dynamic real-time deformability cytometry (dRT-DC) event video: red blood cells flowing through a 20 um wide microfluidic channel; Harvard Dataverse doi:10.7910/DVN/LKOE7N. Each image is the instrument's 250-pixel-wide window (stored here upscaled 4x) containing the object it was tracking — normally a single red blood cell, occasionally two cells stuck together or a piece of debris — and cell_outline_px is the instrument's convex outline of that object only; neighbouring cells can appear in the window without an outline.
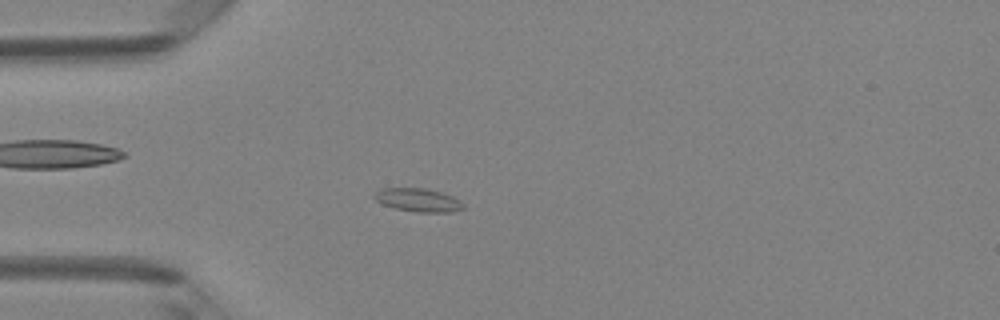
{"species": "Egyptian fruit bat (a non-hibernating species)", "species_latin": "Rousettus aegyptiacus", "temperature_condition": "room temperature", "stored_images_in_passage": 49, "camera_frame_rate_fps": 3000, "um_per_image_px": 0.085, "animal": {"sex": "female"}, "frame": {"image": 1, "passage_image": 14, "time_ms": 4.333, "image_size_px": [1000, 320], "cell_outline_px": [[464, 208], [452, 212], [416, 212], [396, 208], [384, 204], [376, 200], [372, 196], [380, 188], [428, 188], [452, 196], [460, 200], [464, 204]], "centroid_in_image_um": [35.56, 16.99], "position_along_channel_um": 49.4, "area_um2": 12.08}}
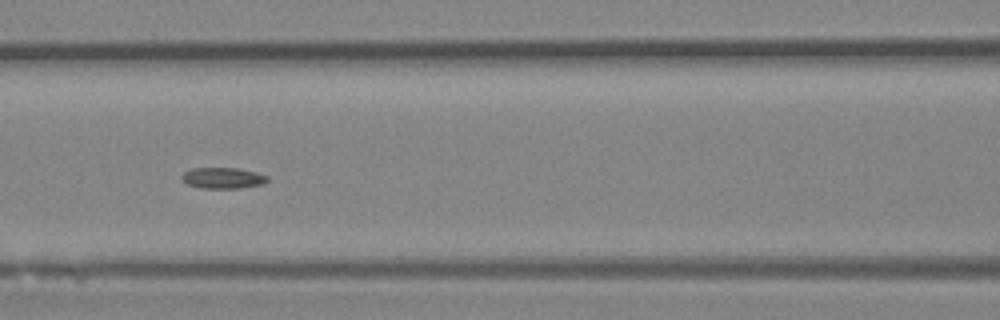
{"frame": {"image": 2, "passage_image": 22, "time_ms": 7.0, "image_size_px": [1000, 320], "cell_outline_px": [[268, 180], [264, 184], [240, 188], [200, 188], [188, 184], [180, 176], [184, 172], [192, 168], [236, 168], [256, 172], [268, 176]], "centroid_in_image_um": [18.96, 15.13], "position_along_channel_um": 147.6, "area_um2": 10.46}}
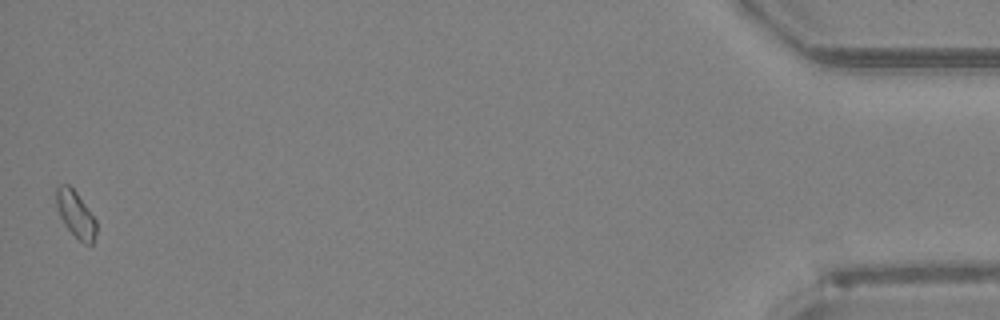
{"frame": {"image": 3, "passage_image": 49, "time_ms": 16.0, "image_size_px": [1000, 320], "cell_outline_px": [[96, 232], [92, 244], [84, 244], [64, 224], [60, 216], [56, 204], [56, 188], [60, 184], [68, 184], [76, 192], [96, 220]], "centroid_in_image_um": [6.42, 18.19], "position_along_channel_um": 428.8, "area_um2": 10.58}, "authors_computed_cell_mechanics": {"area_um2": 10.7508, "velocity_mm_per_s": 4.148, "shape_relaxation_time_tau1_ms": null, "shape_relaxation_time_tau2_ms": 2.2402, "deformation_change_tau1": null, "deformation_change_tau2": 0.0612}}